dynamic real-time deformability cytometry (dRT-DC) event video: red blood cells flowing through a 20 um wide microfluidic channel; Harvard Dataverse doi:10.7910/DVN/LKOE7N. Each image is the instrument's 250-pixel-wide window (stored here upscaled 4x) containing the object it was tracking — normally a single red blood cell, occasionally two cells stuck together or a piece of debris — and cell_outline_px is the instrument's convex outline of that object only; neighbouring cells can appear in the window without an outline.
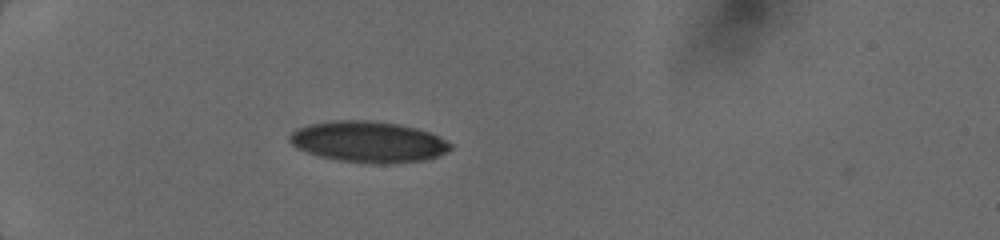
{"species": "human", "species_latin": "Homo sapiens", "temperature_condition": "cold", "stored_images_in_passage": 33, "camera_frame_rate_fps": 3000, "um_per_image_px": 0.085, "donor": {"sex": "female"}, "frame": {"image": 1, "passage_image": 6, "time_ms": 2.0, "image_size_px": [1000, 240], "cell_outline_px": [[452, 148], [448, 152], [424, 160], [340, 160], [320, 156], [308, 152], [292, 144], [288, 140], [288, 136], [296, 128], [308, 124], [328, 120], [368, 120], [396, 124], [416, 128], [428, 132], [452, 144]], "centroid_in_image_um": [31.24, 11.98], "position_along_channel_um": 53.8, "area_um2": 36.93}}
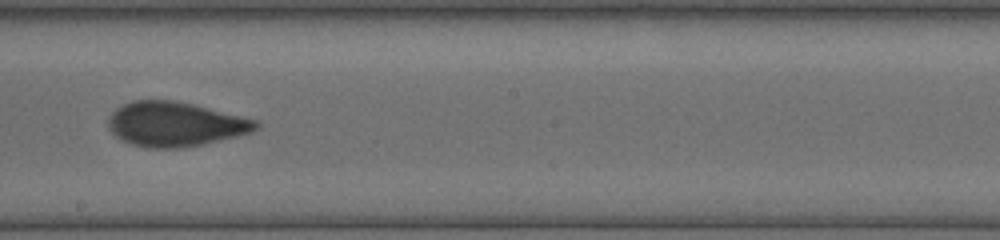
{"frame": {"image": 2, "passage_image": 20, "time_ms": 7.0, "image_size_px": [1000, 240], "cell_outline_px": [[260, 128], [252, 132], [236, 136], [200, 144], [180, 148], [148, 148], [132, 144], [120, 140], [108, 128], [108, 120], [112, 112], [116, 108], [132, 100], [176, 100], [256, 120], [260, 124]], "centroid_in_image_um": [14.86, 10.55], "position_along_channel_um": 233.3, "area_um2": 38.09}}
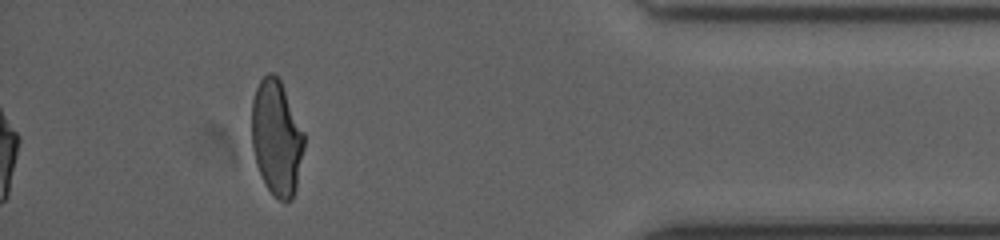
{"frame": {"image": 3, "passage_image": 33, "time_ms": 12.0, "image_size_px": [1000, 240], "cell_outline_px": [[304, 148], [296, 188], [292, 200], [284, 204], [268, 188], [256, 164], [252, 148], [252, 100], [256, 88], [260, 80], [268, 72], [272, 72], [280, 80], [304, 132]], "centroid_in_image_um": [23.51, 11.72], "position_along_channel_um": 411.7, "area_um2": 35.03}}